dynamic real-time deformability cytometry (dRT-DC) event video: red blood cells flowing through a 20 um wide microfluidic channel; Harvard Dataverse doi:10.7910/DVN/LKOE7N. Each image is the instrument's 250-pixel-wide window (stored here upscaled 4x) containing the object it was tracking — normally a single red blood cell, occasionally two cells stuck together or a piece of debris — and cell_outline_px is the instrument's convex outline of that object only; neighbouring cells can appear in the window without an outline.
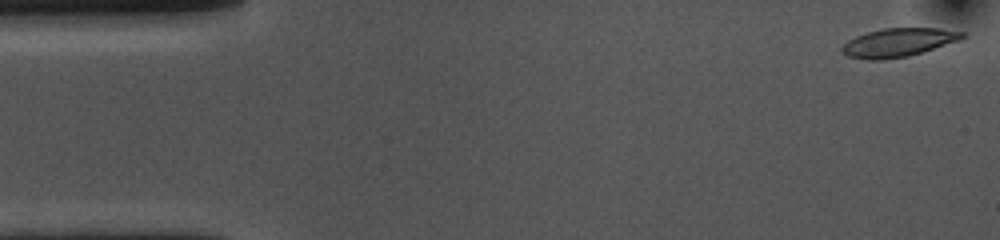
{"species": "common noctule bat (a hibernating species)", "species_latin": "Nyctalus noctula", "temperature_condition": "cold", "stored_images_in_passage": 54, "camera_frame_rate_fps": 3000, "um_per_image_px": 0.085, "animal": {"sex": "female", "body_mass_g": 10.0, "forearm_length_mm": 53.1}, "frame": {"image": 1, "passage_image": 1, "time_ms": 0.0, "image_size_px": [1000, 240], "cell_outline_px": [[964, 36], [960, 40], [908, 56], [880, 60], [868, 60], [848, 56], [840, 52], [840, 48], [848, 40], [856, 36], [868, 32], [884, 28], [940, 28], [964, 32]], "centroid_in_image_um": [76.32, 3.61], "position_along_channel_um": 8.7, "area_um2": 19.88}}
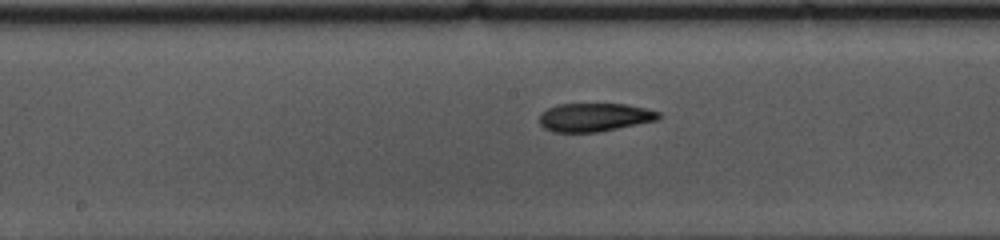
{"frame": {"image": 2, "passage_image": 26, "time_ms": 8.333, "image_size_px": [1000, 240], "cell_outline_px": [[660, 116], [656, 120], [596, 132], [552, 132], [544, 128], [540, 124], [540, 116], [548, 108], [556, 104], [624, 104], [644, 108], [660, 112]], "centroid_in_image_um": [50.49, 9.96], "position_along_channel_um": 197.7, "area_um2": 19.42}}
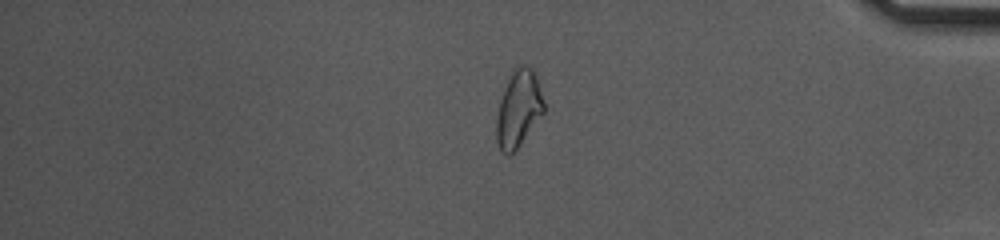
{"frame": {"image": 3, "passage_image": 45, "time_ms": 14.667, "image_size_px": [1000, 240], "cell_outline_px": [[544, 112], [516, 148], [508, 156], [500, 152], [496, 140], [496, 120], [500, 100], [508, 76], [512, 68], [520, 64], [528, 64], [532, 68], [544, 100]], "centroid_in_image_um": [44.04, 9.2], "position_along_channel_um": 391.2, "area_um2": 21.15}, "authors_computed_cell_mechanics": {"area_um2": 20.6635, "velocity_mm_per_s": 3.5502, "shape_relaxation_time_tau1_ms": 4.2757, "shape_relaxation_time_tau2_ms": 5.3744, "deformation_change_tau1": 0.154, "deformation_change_tau2": 0.1319}}